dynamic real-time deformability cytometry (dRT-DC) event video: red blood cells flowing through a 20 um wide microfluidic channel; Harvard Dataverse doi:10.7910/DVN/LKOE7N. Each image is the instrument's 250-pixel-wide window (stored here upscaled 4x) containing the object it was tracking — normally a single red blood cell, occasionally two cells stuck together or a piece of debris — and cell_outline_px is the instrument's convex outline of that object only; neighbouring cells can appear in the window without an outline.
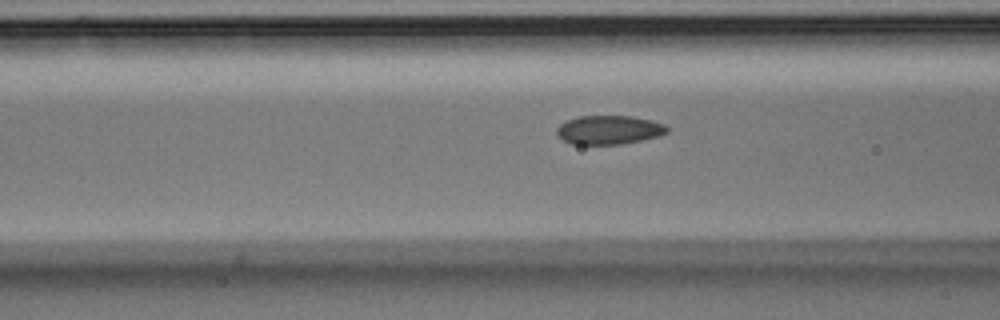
{"species": "Egyptian fruit bat (a non-hibernating species)", "species_latin": "Rousettus aegyptiacus", "temperature_condition": "room temperature", "stored_images_in_passage": 20, "camera_frame_rate_fps": 3000, "um_per_image_px": 0.085, "animal": {"sex": "male"}, "frame": {"image": 1, "passage_image": 17, "time_ms": 5.333, "image_size_px": [1000, 320], "cell_outline_px": [[668, 132], [660, 136], [620, 144], [572, 144], [564, 140], [556, 132], [556, 128], [564, 120], [576, 116], [632, 116], [652, 120], [664, 124], [668, 128]], "centroid_in_image_um": [51.75, 11.02], "position_along_channel_um": 114.8, "area_um2": 18.61}}